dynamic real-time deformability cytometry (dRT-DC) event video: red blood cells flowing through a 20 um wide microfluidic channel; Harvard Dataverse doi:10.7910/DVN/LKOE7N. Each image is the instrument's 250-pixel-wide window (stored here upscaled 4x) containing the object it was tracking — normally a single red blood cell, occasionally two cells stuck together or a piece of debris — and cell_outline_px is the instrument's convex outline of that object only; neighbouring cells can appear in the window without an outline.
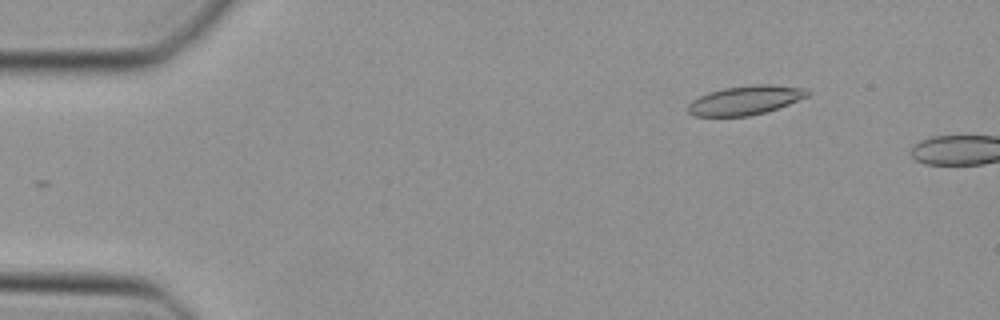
{"species": "Egyptian fruit bat (a non-hibernating species)", "species_latin": "Rousettus aegyptiacus", "temperature_condition": "cold", "stored_images_in_passage": 5, "camera_frame_rate_fps": 3000, "um_per_image_px": 0.085, "animal": {"sex": "female"}, "frame": {"image": 1, "passage_image": 3, "time_ms": 0.667, "image_size_px": [1000, 320], "cell_outline_px": [[812, 92], [808, 96], [788, 104], [764, 112], [748, 116], [696, 116], [688, 112], [688, 104], [692, 100], [708, 92], [724, 88], [752, 84], [772, 84], [804, 88]], "centroid_in_image_um": [63.36, 8.5], "position_along_channel_um": 21.6, "area_um2": 20.17}}